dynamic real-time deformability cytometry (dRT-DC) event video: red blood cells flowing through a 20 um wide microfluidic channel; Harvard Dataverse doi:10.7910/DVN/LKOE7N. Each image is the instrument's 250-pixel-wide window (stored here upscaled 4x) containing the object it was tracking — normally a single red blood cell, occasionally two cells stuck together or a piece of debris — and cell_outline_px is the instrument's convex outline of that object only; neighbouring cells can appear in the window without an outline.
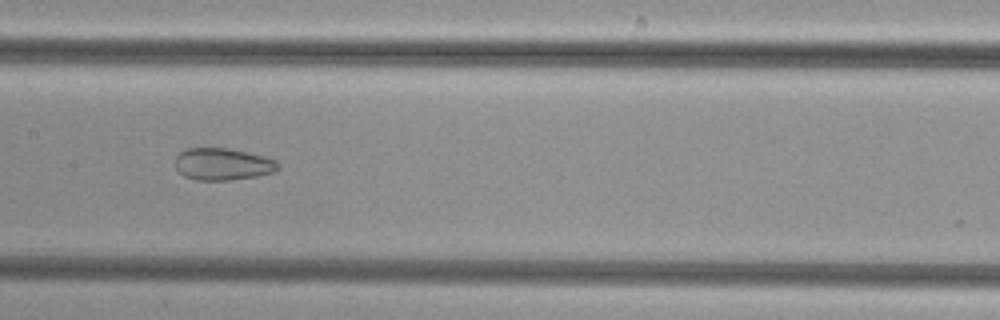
{"species": "common noctule bat (a hibernating species)", "species_latin": "Nyctalus noctula", "temperature_condition": "cold", "stored_images_in_passage": 51, "segment_of_instrument_passage": [2, 2], "camera_frame_rate_fps": 3000, "um_per_image_px": 0.085, "animal": {"sex": "female", "body_mass_g": 29.2, "forearm_length_mm": 56.3}, "frame": {"image": 1, "passage_image": 26, "time_ms": 8.333, "image_size_px": [1000, 320], "cell_outline_px": [[280, 168], [272, 172], [256, 176], [232, 180], [196, 180], [184, 176], [176, 168], [176, 156], [180, 152], [188, 148], [228, 148], [264, 156], [276, 160], [280, 164]], "centroid_in_image_um": [18.94, 13.95], "position_along_channel_um": 188.5, "area_um2": 19.19}}
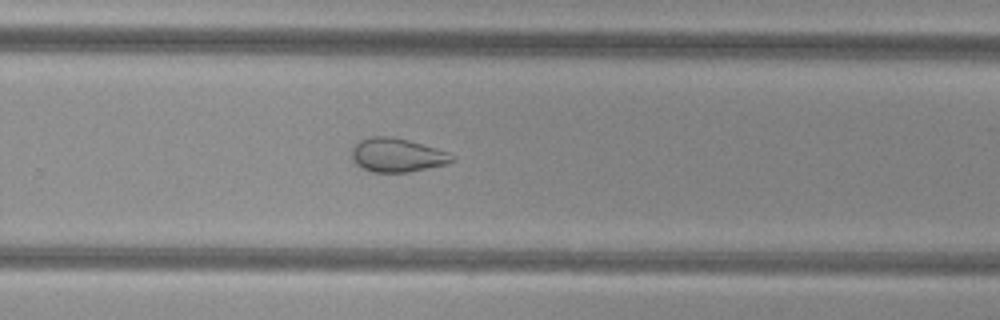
{"frame": {"image": 2, "passage_image": 34, "time_ms": 11.0, "image_size_px": [1000, 320], "cell_outline_px": [[456, 160], [448, 164], [408, 172], [372, 172], [356, 164], [352, 160], [352, 148], [360, 140], [372, 136], [392, 136], [408, 140], [448, 152], [456, 156]], "centroid_in_image_um": [33.78, 13.19], "position_along_channel_um": 296.0, "area_um2": 19.77}}
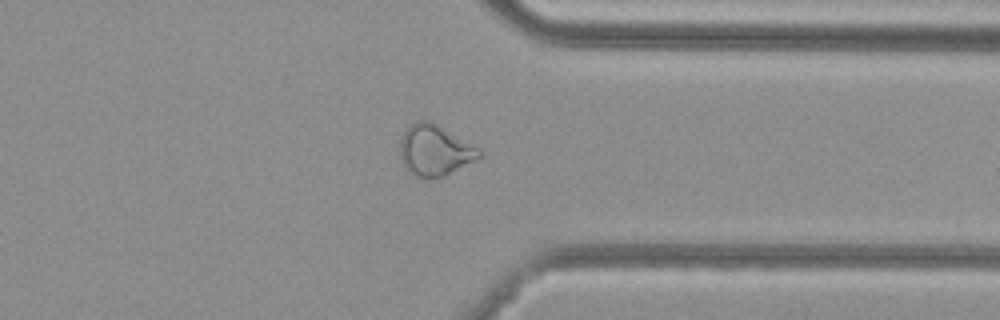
{"frame": {"image": 3, "passage_image": 40, "time_ms": 13.0, "image_size_px": [1000, 320], "cell_outline_px": [[484, 152], [480, 156], [444, 176], [420, 176], [404, 168], [400, 156], [400, 140], [404, 132], [416, 120], [432, 120]], "centroid_in_image_um": [36.92, 12.73], "position_along_channel_um": 374.5, "area_um2": 22.89}}